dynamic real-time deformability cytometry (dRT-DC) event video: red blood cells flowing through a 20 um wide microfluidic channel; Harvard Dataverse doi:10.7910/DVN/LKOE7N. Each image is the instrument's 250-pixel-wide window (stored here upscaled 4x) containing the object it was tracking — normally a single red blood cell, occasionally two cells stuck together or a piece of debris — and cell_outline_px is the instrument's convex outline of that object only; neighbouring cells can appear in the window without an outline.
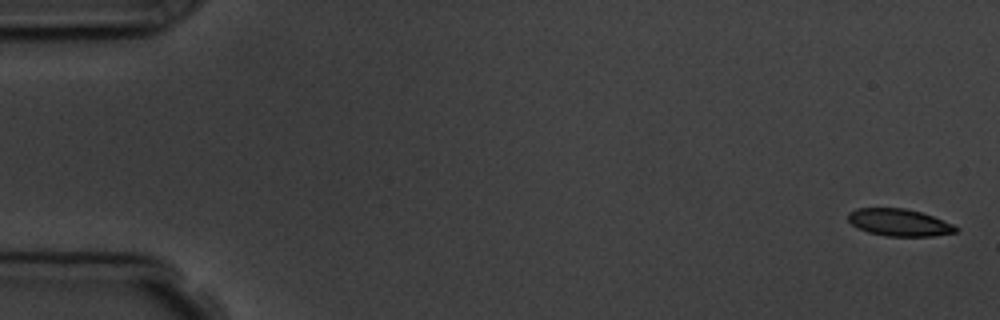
{"species": "common noctule bat (a hibernating species)", "species_latin": "Nyctalus noctula", "temperature_condition": "room temperature", "stored_images_in_passage": 15, "camera_frame_rate_fps": 3000, "um_per_image_px": 0.085, "animal": {"sex": "male", "body_mass_g": 19.5, "forearm_length_mm": 54.6}, "frame": {"image": 1, "passage_image": 1, "time_ms": 0.0, "image_size_px": [1000, 320], "cell_outline_px": [[960, 228], [956, 232], [932, 236], [888, 236], [868, 232], [856, 228], [848, 220], [848, 212], [856, 208], [904, 208], [920, 212], [932, 216], [952, 224]], "centroid_in_image_um": [76.4, 18.91], "position_along_channel_um": 8.6, "area_um2": 16.99}}
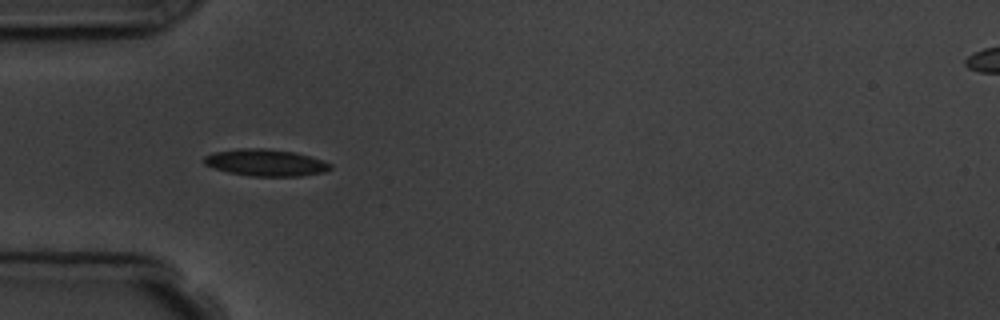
{"frame": {"image": 2, "passage_image": 5, "time_ms": 5.333, "image_size_px": [1000, 320], "cell_outline_px": [[332, 168], [324, 172], [300, 176], [252, 176], [228, 172], [204, 164], [204, 156], [212, 152], [240, 148], [264, 148], [296, 152], [324, 160], [332, 164]], "centroid_in_image_um": [22.61, 13.81], "position_along_channel_um": 62.4, "area_um2": 19.83}, "authors_computed_cell_mechanics": {"area_um2": 18.4382, "velocity_mm_per_s": 3.6814, "shape_relaxation_time_tau1_ms": 4.9356, "shape_relaxation_time_tau2_ms": 2.4044, "deformation_change_tau1": 0.1201, "deformation_change_tau2": 0.0512}}